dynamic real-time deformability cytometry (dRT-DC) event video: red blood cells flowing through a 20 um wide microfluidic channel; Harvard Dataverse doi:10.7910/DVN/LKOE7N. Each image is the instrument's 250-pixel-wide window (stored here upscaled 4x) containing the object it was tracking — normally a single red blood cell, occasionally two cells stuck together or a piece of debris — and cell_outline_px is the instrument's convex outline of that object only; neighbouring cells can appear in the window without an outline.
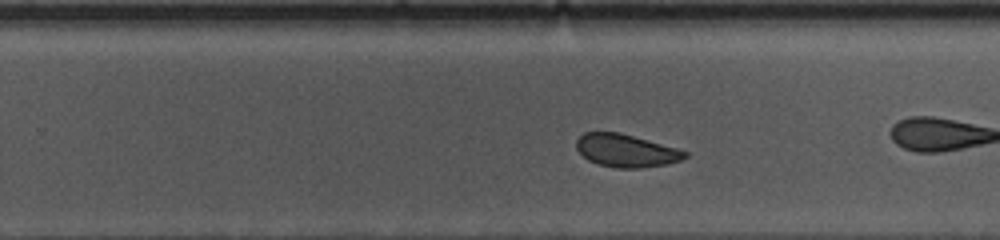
{"species": "common noctule bat (a hibernating species)", "species_latin": "Nyctalus noctula", "temperature_condition": "cold", "stored_images_in_passage": 41, "camera_frame_rate_fps": 3000, "um_per_image_px": 0.085, "animal": {"sex": "female", "body_mass_g": 10.0, "forearm_length_mm": 53.1}, "frame": {"image": 1, "passage_image": 30, "time_ms": 9.667, "image_size_px": [1000, 240], "cell_outline_px": [[688, 156], [680, 160], [668, 164], [640, 168], [616, 168], [596, 164], [588, 160], [576, 148], [576, 140], [584, 132], [620, 132], [676, 148], [688, 152]], "centroid_in_image_um": [53.2, 12.81], "position_along_channel_um": 276.6, "area_um2": 20.75}}
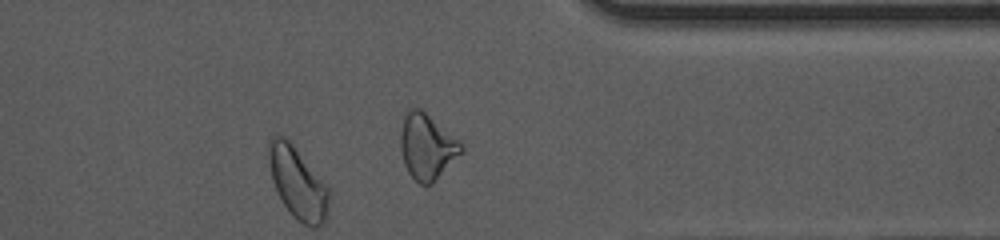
{"frame": {"image": 2, "passage_image": 41, "time_ms": 13.333, "image_size_px": [1000, 240], "cell_outline_px": [[464, 152], [432, 184], [420, 184], [408, 172], [404, 164], [400, 148], [400, 132], [404, 112], [412, 108], [420, 108], [460, 140], [464, 144]], "centroid_in_image_um": [36.31, 12.45], "position_along_channel_um": 375.1, "area_um2": 23.52}, "authors_computed_cell_mechanics": {"area_um2": 22.0796, "velocity_mm_per_s": 3.601, "shape_relaxation_time_tau1_ms": 3.4953, "shape_relaxation_time_tau2_ms": 0.781, "deformation_change_tau1": 0.0541, "deformation_change_tau2": 0.0449}}